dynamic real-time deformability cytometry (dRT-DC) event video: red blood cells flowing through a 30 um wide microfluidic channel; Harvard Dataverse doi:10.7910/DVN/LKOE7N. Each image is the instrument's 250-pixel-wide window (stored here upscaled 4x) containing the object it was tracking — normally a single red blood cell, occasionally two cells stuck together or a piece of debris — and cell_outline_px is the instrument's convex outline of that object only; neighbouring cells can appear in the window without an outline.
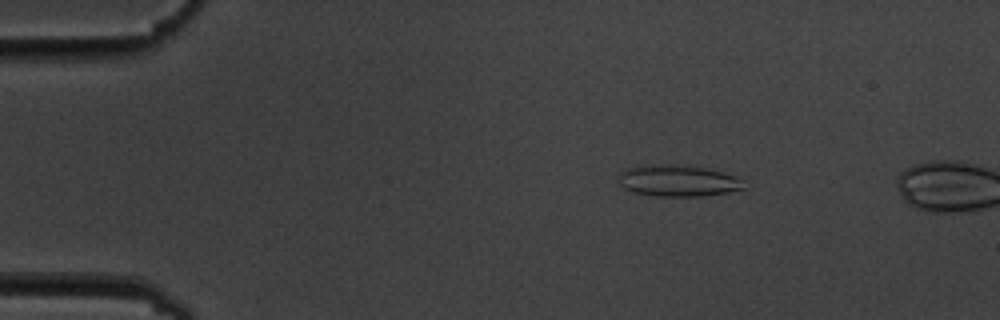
{"species": "common noctule bat (a hibernating species)", "species_latin": "Nyctalus noctula", "temperature_condition": "cold", "stored_images_in_passage": 7, "camera_frame_rate_fps": 3000, "um_per_image_px": 0.085, "animal": {"sex": "male", "body_mass_g": 19.5, "forearm_length_mm": 54.6}, "frame": {"image": 1, "passage_image": 1, "time_ms": 0.0, "image_size_px": [1000, 320], "cell_outline_px": [[744, 188], [728, 192], [700, 196], [656, 196], [632, 192], [624, 188], [620, 184], [620, 172], [628, 168], [652, 164], [660, 164], [704, 168], [736, 176], [740, 180]], "centroid_in_image_um": [57.58, 15.38], "position_along_channel_um": 27.4, "area_um2": 22.43}}